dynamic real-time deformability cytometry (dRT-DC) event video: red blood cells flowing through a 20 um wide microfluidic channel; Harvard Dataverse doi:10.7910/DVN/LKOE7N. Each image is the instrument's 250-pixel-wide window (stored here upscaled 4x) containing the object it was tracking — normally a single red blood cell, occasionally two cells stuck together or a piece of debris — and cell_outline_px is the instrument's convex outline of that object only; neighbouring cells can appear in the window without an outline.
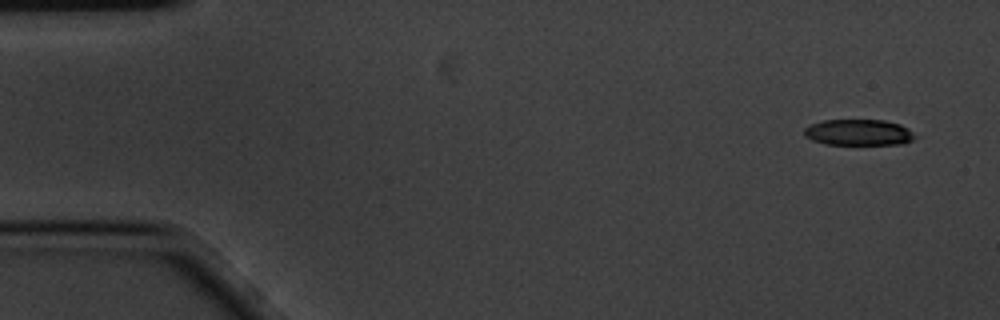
{"species": "common noctule bat (a hibernating species)", "species_latin": "Nyctalus noctula", "temperature_condition": "cold", "stored_images_in_passage": 8, "camera_frame_rate_fps": 3000, "um_per_image_px": 0.085, "animal": {"sex": "male", "body_mass_g": 20.1, "forearm_length_mm": 53.5}, "frame": {"image": 1, "passage_image": 1, "time_ms": 0.0, "image_size_px": [1000, 320], "cell_outline_px": [[920, 136], [904, 144], [824, 144], [812, 140], [804, 136], [804, 128], [812, 124], [824, 120], [884, 120], [900, 124], [908, 128]], "centroid_in_image_um": [73.03, 11.26], "position_along_channel_um": 12.0, "area_um2": 16.99}}
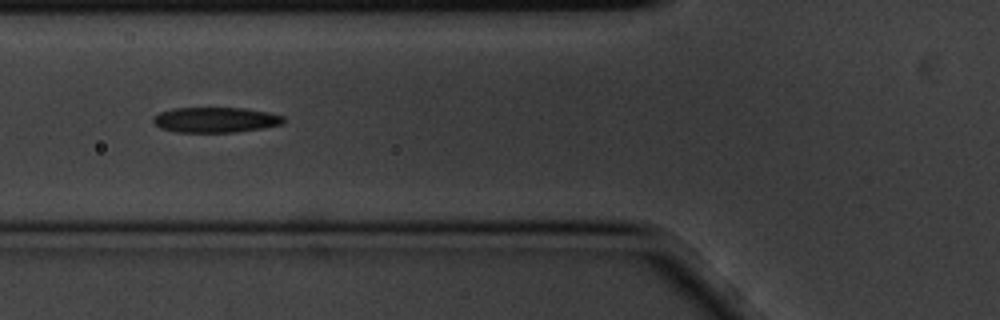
{"frame": {"image": 2, "passage_image": 6, "time_ms": 1.667, "image_size_px": [1000, 320], "cell_outline_px": [[284, 124], [264, 128], [236, 132], [176, 132], [160, 128], [152, 120], [152, 116], [160, 112], [172, 108], [244, 108], [268, 112], [284, 116]], "centroid_in_image_um": [18.32, 10.19], "position_along_channel_um": 107.5, "area_um2": 19.36}}
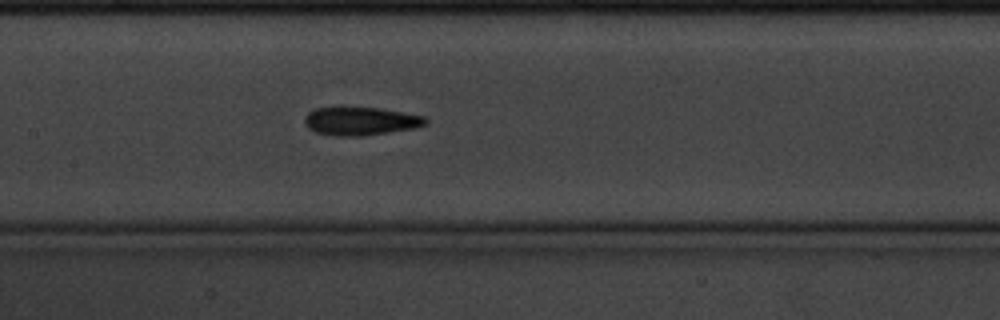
{"frame": {"image": 3, "passage_image": 8, "time_ms": 2.333, "image_size_px": [1000, 320], "cell_outline_px": [[428, 124], [412, 128], [388, 132], [360, 136], [336, 136], [316, 132], [308, 128], [304, 124], [304, 116], [308, 112], [316, 108], [380, 108], [424, 116], [428, 120]], "centroid_in_image_um": [30.63, 10.3], "position_along_channel_um": 176.8, "area_um2": 19.71}}